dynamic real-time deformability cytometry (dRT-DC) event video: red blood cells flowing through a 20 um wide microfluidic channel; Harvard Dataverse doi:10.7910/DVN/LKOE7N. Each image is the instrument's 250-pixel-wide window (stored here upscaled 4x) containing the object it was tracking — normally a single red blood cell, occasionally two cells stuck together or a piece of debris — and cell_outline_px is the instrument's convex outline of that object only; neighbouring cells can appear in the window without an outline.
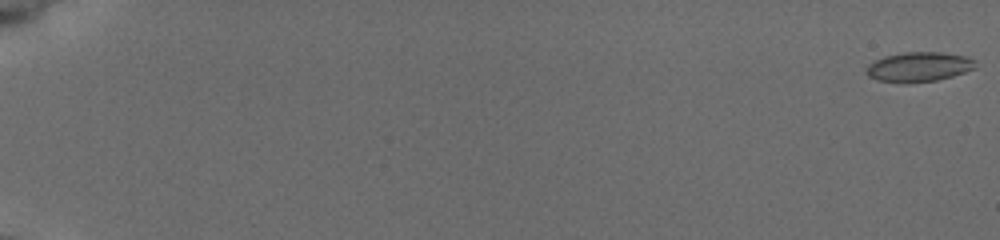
{"species": "common noctule bat (a hibernating species)", "species_latin": "Nyctalus noctula", "temperature_condition": "cold", "stored_images_in_passage": 57, "camera_frame_rate_fps": 3000, "um_per_image_px": 0.085, "animal": {"sex": "female", "body_mass_g": 19.5, "forearm_length_mm": 54.1}, "frame": {"image": 1, "passage_image": 1, "time_ms": 0.0, "image_size_px": [1000, 240], "cell_outline_px": [[976, 68], [952, 76], [936, 80], [904, 84], [876, 80], [868, 76], [864, 72], [868, 64], [884, 56], [904, 52], [940, 52], [964, 56], [976, 60]], "centroid_in_image_um": [78.06, 5.69], "position_along_channel_um": 6.9, "area_um2": 19.07}}
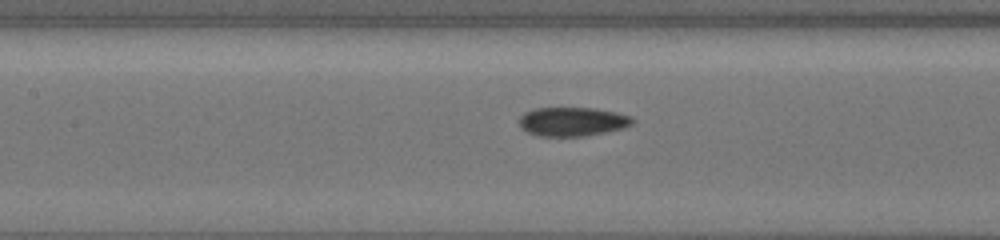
{"frame": {"image": 2, "passage_image": 30, "time_ms": 9.667, "image_size_px": [1000, 240], "cell_outline_px": [[636, 120], [632, 124], [624, 128], [584, 136], [536, 136], [520, 128], [520, 116], [524, 112], [536, 108], [596, 108], [616, 112], [632, 116]], "centroid_in_image_um": [48.67, 10.33], "position_along_channel_um": 158.7, "area_um2": 19.25}}
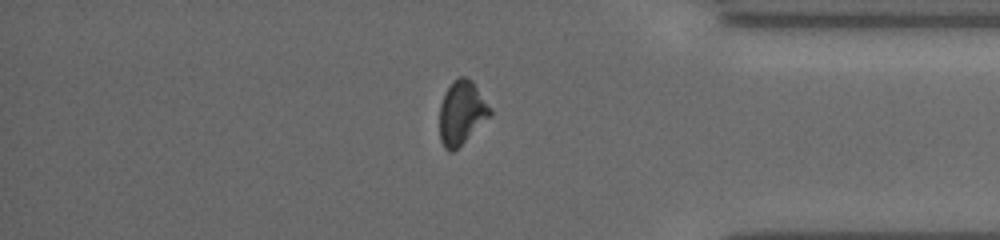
{"frame": {"image": 3, "passage_image": 50, "time_ms": 16.333, "image_size_px": [1000, 240], "cell_outline_px": [[492, 112], [452, 152], [448, 152], [444, 148], [440, 140], [440, 104], [452, 80], [460, 76], [464, 76], [472, 80], [492, 108]], "centroid_in_image_um": [39.22, 9.53], "position_along_channel_um": 396.0, "area_um2": 18.26}}